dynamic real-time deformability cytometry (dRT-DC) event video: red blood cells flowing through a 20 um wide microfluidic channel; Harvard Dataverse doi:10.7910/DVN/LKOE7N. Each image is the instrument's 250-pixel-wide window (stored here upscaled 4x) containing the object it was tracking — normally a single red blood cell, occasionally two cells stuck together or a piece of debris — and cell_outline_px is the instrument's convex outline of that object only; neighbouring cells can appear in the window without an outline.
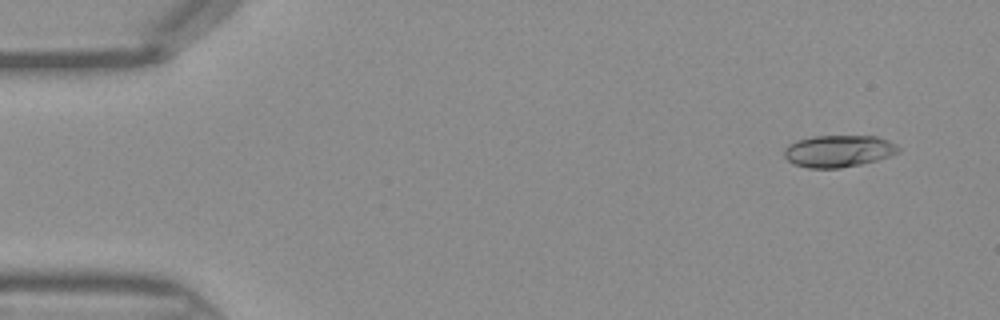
{"species": "Egyptian fruit bat (a non-hibernating species)", "species_latin": "Rousettus aegyptiacus", "temperature_condition": "warm", "stored_images_in_passage": 45, "camera_frame_rate_fps": 3000, "um_per_image_px": 0.085, "frame": {"image": 1, "passage_image": 3, "time_ms": 0.667, "image_size_px": [1000, 320], "cell_outline_px": [[900, 152], [892, 156], [860, 164], [840, 168], [808, 168], [796, 164], [788, 160], [784, 156], [784, 148], [788, 144], [796, 140], [816, 136], [876, 136], [888, 140], [896, 144], [900, 148]], "centroid_in_image_um": [71.29, 12.84], "position_along_channel_um": 13.7, "area_um2": 21.33}}
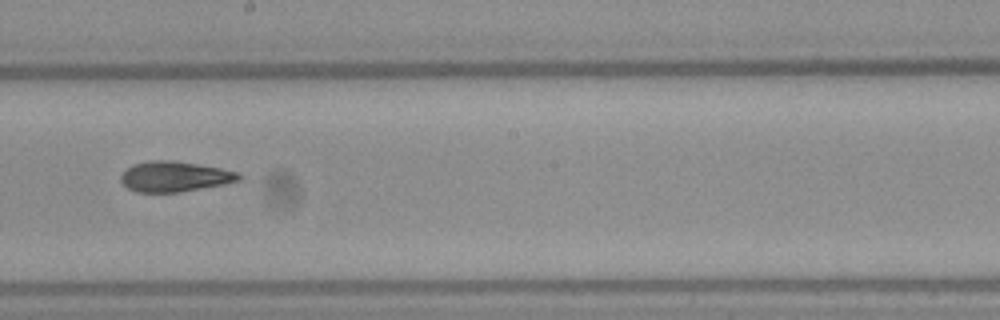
{"frame": {"image": 2, "passage_image": 25, "time_ms": 8.0, "image_size_px": [1000, 320], "cell_outline_px": [[244, 176], [240, 180], [224, 184], [180, 192], [136, 192], [128, 188], [120, 180], [120, 176], [132, 164], [148, 160], [172, 160], [220, 168], [240, 172]], "centroid_in_image_um": [14.86, 15.0], "position_along_channel_um": 233.3, "area_um2": 20.92}}
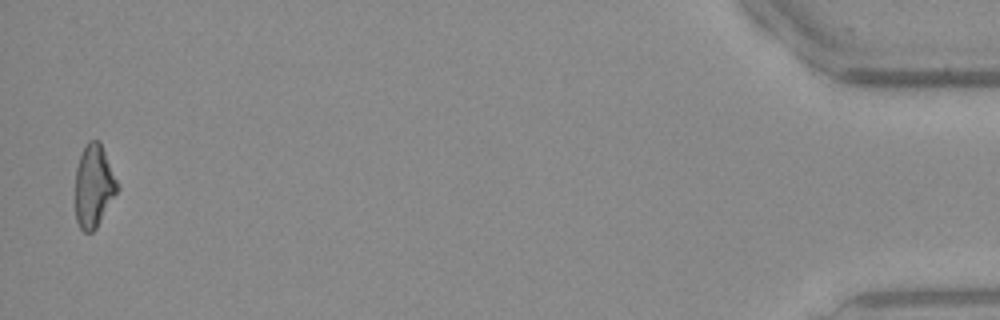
{"frame": {"image": 3, "passage_image": 44, "time_ms": 14.333, "image_size_px": [1000, 320], "cell_outline_px": [[120, 188], [96, 228], [92, 232], [84, 232], [80, 228], [76, 220], [76, 168], [80, 156], [88, 140], [100, 140]], "centroid_in_image_um": [7.98, 15.81], "position_along_channel_um": 427.2, "area_um2": 20.17}}